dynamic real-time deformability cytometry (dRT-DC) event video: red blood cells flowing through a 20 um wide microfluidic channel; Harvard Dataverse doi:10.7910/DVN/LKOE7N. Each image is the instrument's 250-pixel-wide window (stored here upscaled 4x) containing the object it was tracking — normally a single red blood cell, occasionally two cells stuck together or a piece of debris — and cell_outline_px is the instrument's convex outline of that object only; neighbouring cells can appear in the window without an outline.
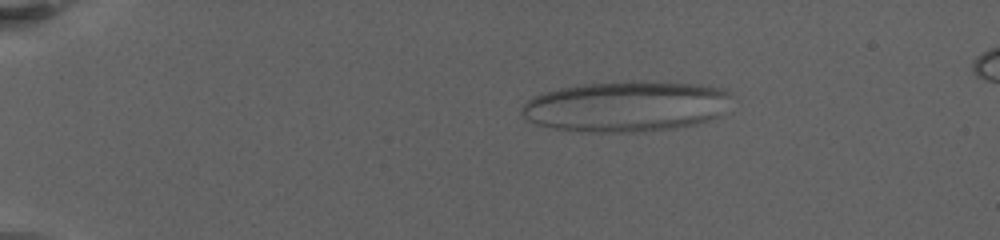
{"species": "human", "species_latin": "Homo sapiens", "temperature_condition": "warm", "stored_images_in_passage": 13, "camera_frame_rate_fps": 3000, "um_per_image_px": 0.085, "donor": {"sex": "female"}, "frame": {"image": 1, "passage_image": 8, "time_ms": 4.0, "image_size_px": [1000, 240], "cell_outline_px": [[728, 96], [716, 116], [708, 120], [696, 124], [676, 128], [644, 132], [584, 132], [556, 128], [536, 124], [528, 120], [520, 112], [520, 108], [532, 96], [560, 88], [584, 84], [696, 84], [724, 88], [728, 92]], "centroid_in_image_um": [53.11, 9.1], "position_along_channel_um": 31.9, "area_um2": 60.0}}
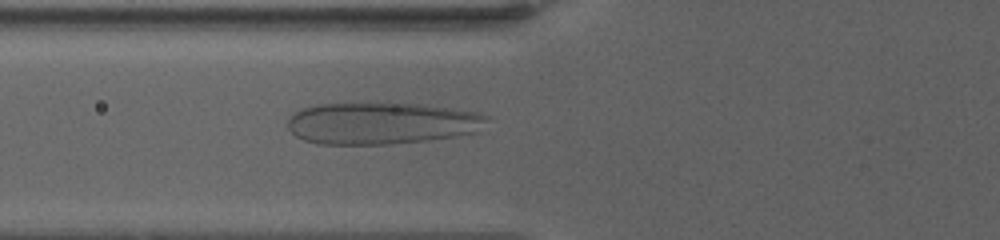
{"frame": {"image": 2, "passage_image": 13, "time_ms": 8.667, "image_size_px": [1000, 240], "cell_outline_px": [[488, 120], [476, 132], [456, 136], [424, 140], [388, 144], [316, 144], [304, 140], [296, 136], [288, 128], [288, 120], [296, 112], [304, 108], [320, 104], [368, 100], [388, 100], [452, 108], [480, 112], [488, 116]], "centroid_in_image_um": [32.43, 10.42], "position_along_channel_um": 93.4, "area_um2": 49.88}}